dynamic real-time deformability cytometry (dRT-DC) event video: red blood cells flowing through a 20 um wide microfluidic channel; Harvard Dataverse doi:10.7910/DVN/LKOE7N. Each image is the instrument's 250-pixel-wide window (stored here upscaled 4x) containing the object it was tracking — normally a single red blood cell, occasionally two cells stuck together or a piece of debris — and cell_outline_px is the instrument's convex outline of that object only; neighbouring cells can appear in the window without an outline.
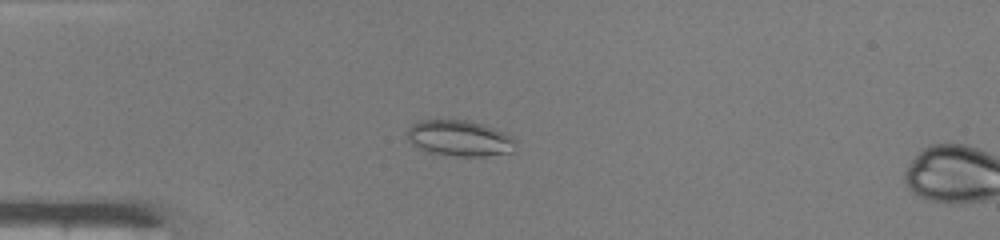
{"species": "common noctule bat (a hibernating species)", "species_latin": "Nyctalus noctula", "temperature_condition": "warm", "stored_images_in_passage": 16, "camera_frame_rate_fps": 3000, "um_per_image_px": 0.085, "animal": {"sex": "male", "body_mass_g": 19.0, "forearm_length_mm": 50.8}, "frame": {"image": 1, "passage_image": 14, "time_ms": 4.333, "image_size_px": [1000, 240], "cell_outline_px": [[516, 140], [512, 152], [484, 156], [456, 156], [432, 152], [420, 148], [412, 144], [408, 136], [408, 128], [412, 124], [420, 120], [468, 120], [504, 132], [512, 136]], "centroid_in_image_um": [39.08, 11.75], "position_along_channel_um": 45.9, "area_um2": 22.31}}